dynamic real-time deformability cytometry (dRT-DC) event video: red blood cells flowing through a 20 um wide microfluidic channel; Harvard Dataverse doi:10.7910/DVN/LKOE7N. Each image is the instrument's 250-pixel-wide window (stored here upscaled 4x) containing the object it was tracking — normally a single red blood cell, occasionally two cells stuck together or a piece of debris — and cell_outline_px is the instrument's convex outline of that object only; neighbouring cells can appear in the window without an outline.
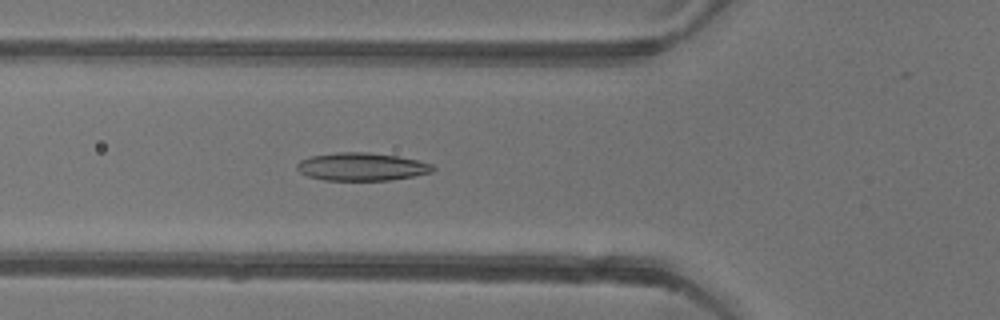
{"species": "common noctule bat (a hibernating species)", "species_latin": "Nyctalus noctula", "temperature_condition": "warm", "stored_images_in_passage": 52, "camera_frame_rate_fps": 3000, "um_per_image_px": 0.085, "animal": {"sex": "female"}, "frame": {"image": 1, "passage_image": 18, "time_ms": 5.667, "image_size_px": [1000, 320], "cell_outline_px": [[436, 168], [432, 172], [412, 176], [388, 180], [324, 180], [308, 176], [300, 172], [296, 168], [296, 164], [300, 160], [312, 156], [336, 152], [368, 152], [396, 156], [416, 160], [432, 164]], "centroid_in_image_um": [30.72, 14.17], "position_along_channel_um": 95.1, "area_um2": 21.96}}
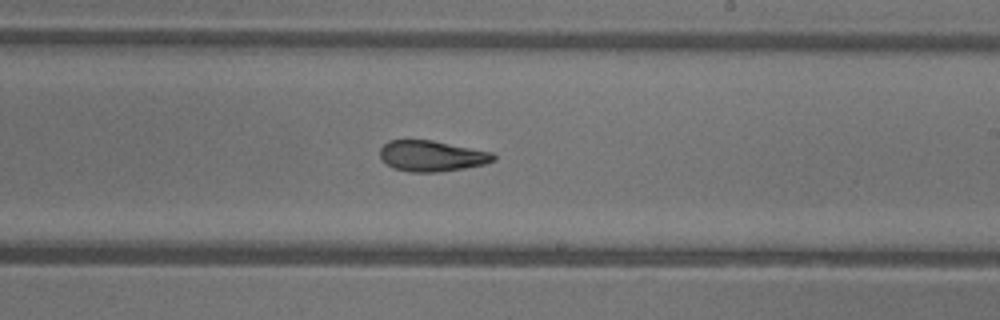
{"frame": {"image": 2, "passage_image": 30, "time_ms": 9.667, "image_size_px": [1000, 320], "cell_outline_px": [[496, 160], [484, 164], [464, 168], [440, 172], [408, 172], [392, 168], [380, 156], [380, 148], [388, 140], [432, 140], [492, 152], [496, 156]], "centroid_in_image_um": [36.7, 13.26], "position_along_channel_um": 252.3, "area_um2": 20.4}}
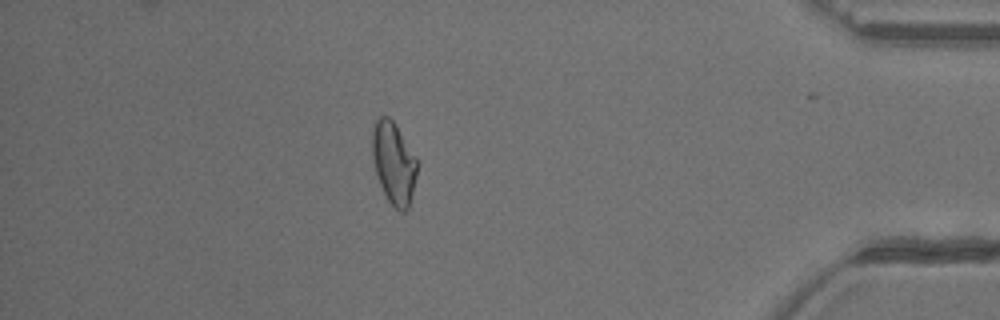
{"frame": {"image": 3, "passage_image": 45, "time_ms": 14.667, "image_size_px": [1000, 320], "cell_outline_px": [[416, 176], [412, 196], [408, 208], [404, 212], [400, 212], [388, 200], [380, 184], [376, 172], [372, 156], [372, 128], [376, 120], [380, 116], [388, 116], [396, 124], [416, 156]], "centroid_in_image_um": [33.46, 13.83], "position_along_channel_um": 401.7, "area_um2": 21.39}, "authors_computed_cell_mechanics": {"area_um2": 21.7906, "velocity_mm_per_s": 3.9158, "shape_relaxation_time_tau1_ms": null, "shape_relaxation_time_tau2_ms": 3.2966, "deformation_change_tau1": null, "deformation_change_tau2": 0.1064}}